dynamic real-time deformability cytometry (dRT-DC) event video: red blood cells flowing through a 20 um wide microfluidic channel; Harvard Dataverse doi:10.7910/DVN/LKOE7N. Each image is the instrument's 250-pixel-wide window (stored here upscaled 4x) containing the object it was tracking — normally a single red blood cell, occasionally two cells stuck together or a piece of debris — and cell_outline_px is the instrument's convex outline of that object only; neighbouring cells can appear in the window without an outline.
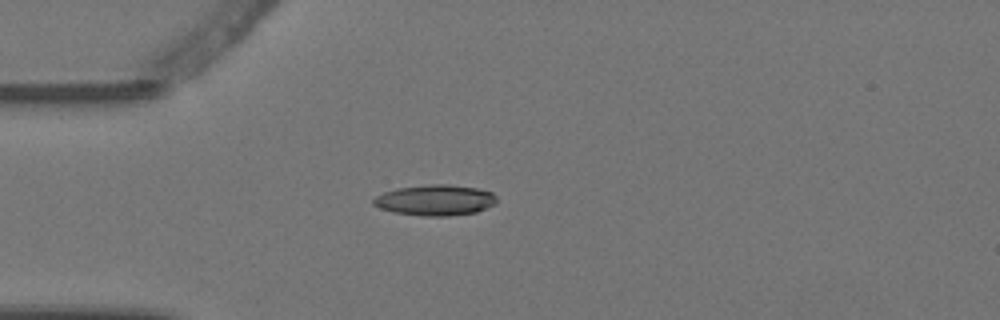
{"species": "Egyptian fruit bat (a non-hibernating species)", "species_latin": "Rousettus aegyptiacus", "temperature_condition": "warm", "stored_images_in_passage": 2, "camera_frame_rate_fps": 3000, "um_per_image_px": 0.085, "animal": {"sex": "female"}, "frame": {"image": 1, "passage_image": 1, "time_ms": 0.0, "image_size_px": [1000, 320], "cell_outline_px": [[496, 204], [476, 212], [448, 216], [424, 216], [392, 212], [380, 208], [372, 204], [372, 200], [376, 196], [384, 192], [396, 188], [428, 184], [448, 184], [476, 188], [492, 192], [496, 196]], "centroid_in_image_um": [36.98, 17.01], "position_along_channel_um": 48.0, "area_um2": 22.2}}